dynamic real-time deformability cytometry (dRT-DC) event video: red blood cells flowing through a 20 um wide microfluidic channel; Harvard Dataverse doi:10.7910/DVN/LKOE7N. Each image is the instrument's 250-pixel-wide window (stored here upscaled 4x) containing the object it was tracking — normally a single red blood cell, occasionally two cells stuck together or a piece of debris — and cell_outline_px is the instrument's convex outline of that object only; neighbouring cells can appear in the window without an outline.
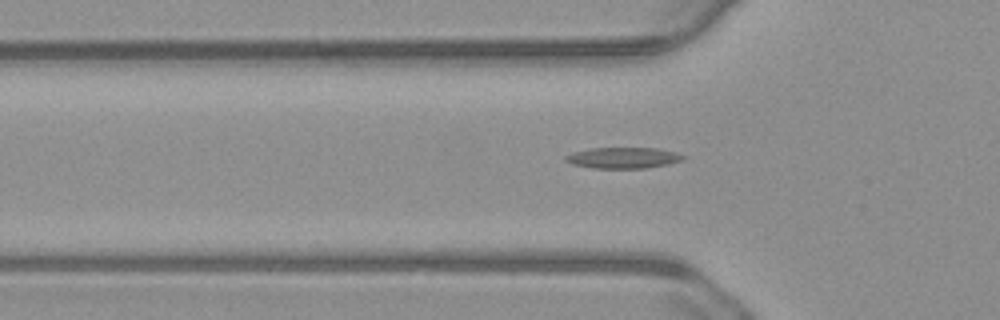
{"species": "common noctule bat (a hibernating species)", "species_latin": "Nyctalus noctula", "temperature_condition": "warm", "stored_images_in_passage": 48, "camera_frame_rate_fps": 3000, "um_per_image_px": 0.085, "animal": {"sex": "male", "body_mass_g": 23.1, "forearm_length_mm": 52.7}, "frame": {"image": 1, "passage_image": 18, "time_ms": 5.667, "image_size_px": [1000, 320], "cell_outline_px": [[684, 160], [668, 164], [644, 168], [592, 168], [572, 164], [564, 160], [564, 156], [572, 152], [592, 148], [656, 148], [676, 152], [684, 156]], "centroid_in_image_um": [52.94, 13.41], "position_along_channel_um": 72.9, "area_um2": 14.39}}
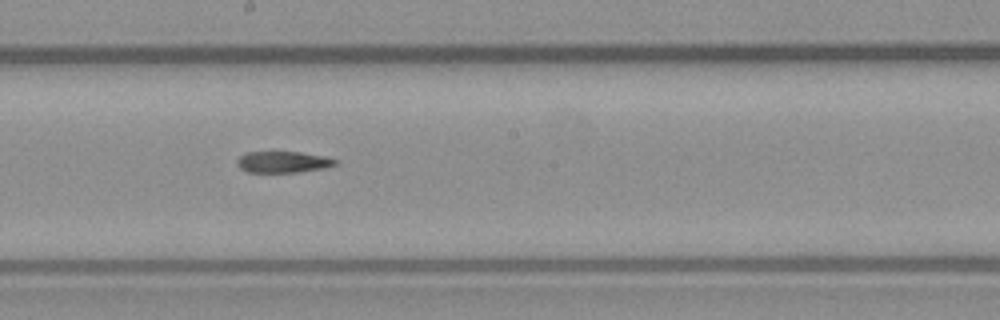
{"frame": {"image": 2, "passage_image": 30, "time_ms": 9.667, "image_size_px": [1000, 320], "cell_outline_px": [[340, 164], [324, 168], [300, 172], [248, 172], [240, 168], [236, 164], [236, 160], [244, 152], [300, 152], [324, 156], [340, 160]], "centroid_in_image_um": [24.09, 13.77], "position_along_channel_um": 224.1, "area_um2": 12.43}}
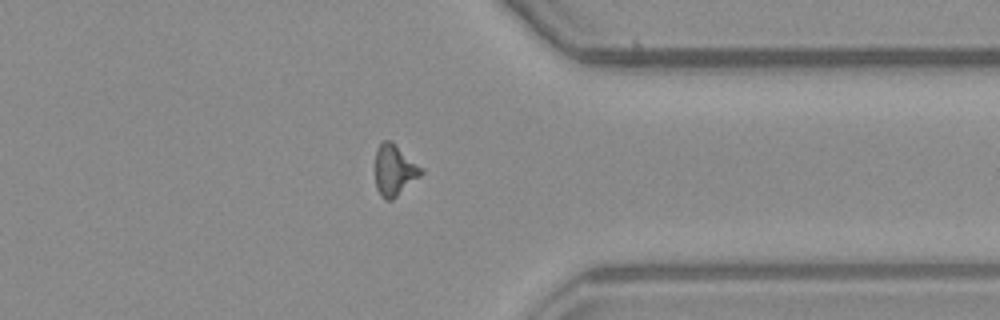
{"frame": {"image": 3, "passage_image": 43, "time_ms": 14.0, "image_size_px": [1000, 320], "cell_outline_px": [[424, 172], [420, 176], [392, 200], [384, 200], [380, 196], [376, 188], [376, 148], [380, 140], [392, 140], [424, 168]], "centroid_in_image_um": [33.53, 14.43], "position_along_channel_um": 377.9, "area_um2": 13.99}, "authors_computed_cell_mechanics": {"area_um2": 13.583, "velocity_mm_per_s": 3.7481, "shape_relaxation_time_tau1_ms": null, "shape_relaxation_time_tau2_ms": 10.7029, "deformation_change_tau1": null, "deformation_change_tau2": 0.2559}}